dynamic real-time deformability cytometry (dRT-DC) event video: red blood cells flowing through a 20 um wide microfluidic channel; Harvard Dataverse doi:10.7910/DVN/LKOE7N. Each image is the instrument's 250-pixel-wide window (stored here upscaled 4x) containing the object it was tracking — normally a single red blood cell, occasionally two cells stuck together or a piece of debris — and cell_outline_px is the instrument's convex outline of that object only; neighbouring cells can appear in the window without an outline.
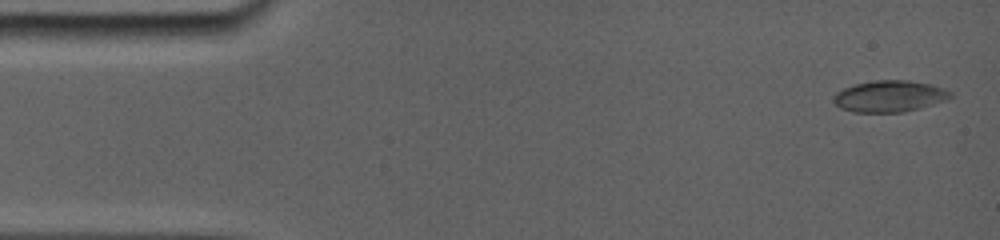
{"species": "common noctule bat (a hibernating species)", "species_latin": "Nyctalus noctula", "temperature_condition": "room temperature", "stored_images_in_passage": 6, "camera_frame_rate_fps": 5000, "um_per_image_px": 0.085, "animal": {"sex": "female", "body_mass_g": 19.0, "forearm_length_mm": 56.7}, "frame": {"image": 1, "passage_image": 1, "time_ms": 0.0, "image_size_px": [1000, 240], "cell_outline_px": [[952, 96], [932, 104], [900, 112], [856, 112], [840, 108], [832, 100], [832, 96], [836, 92], [852, 84], [872, 80], [908, 80], [932, 84], [944, 88], [952, 92]], "centroid_in_image_um": [75.55, 8.15], "position_along_channel_um": 9.5, "area_um2": 21.33}}
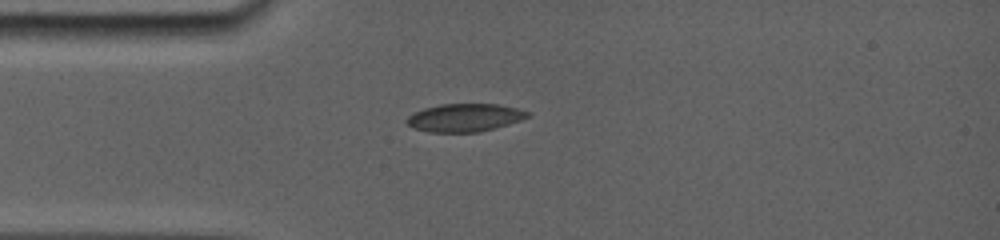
{"frame": {"image": 2, "passage_image": 4, "time_ms": 3.6, "image_size_px": [1000, 240], "cell_outline_px": [[528, 116], [520, 120], [492, 128], [472, 132], [432, 132], [416, 128], [408, 124], [408, 116], [424, 108], [440, 104], [500, 104], [516, 108], [528, 112]], "centroid_in_image_um": [39.49, 9.98], "position_along_channel_um": 45.5, "area_um2": 19.07}}
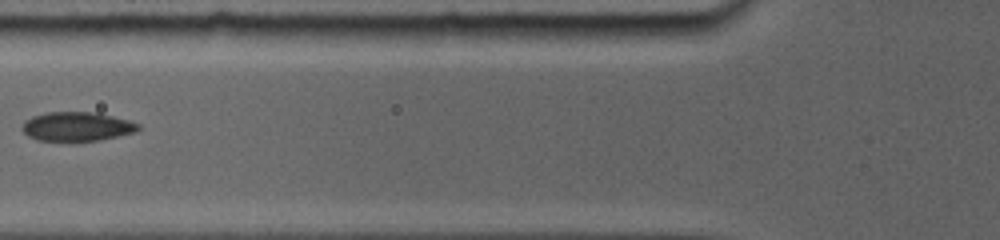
{"frame": {"image": 3, "passage_image": 6, "time_ms": 5.8, "image_size_px": [1000, 240], "cell_outline_px": [[140, 128], [132, 132], [116, 136], [96, 140], [40, 140], [28, 136], [24, 132], [24, 124], [32, 116], [48, 112], [92, 112], [112, 116], [128, 120], [140, 124]], "centroid_in_image_um": [6.55, 10.74], "position_along_channel_um": 119.3, "area_um2": 19.02}}